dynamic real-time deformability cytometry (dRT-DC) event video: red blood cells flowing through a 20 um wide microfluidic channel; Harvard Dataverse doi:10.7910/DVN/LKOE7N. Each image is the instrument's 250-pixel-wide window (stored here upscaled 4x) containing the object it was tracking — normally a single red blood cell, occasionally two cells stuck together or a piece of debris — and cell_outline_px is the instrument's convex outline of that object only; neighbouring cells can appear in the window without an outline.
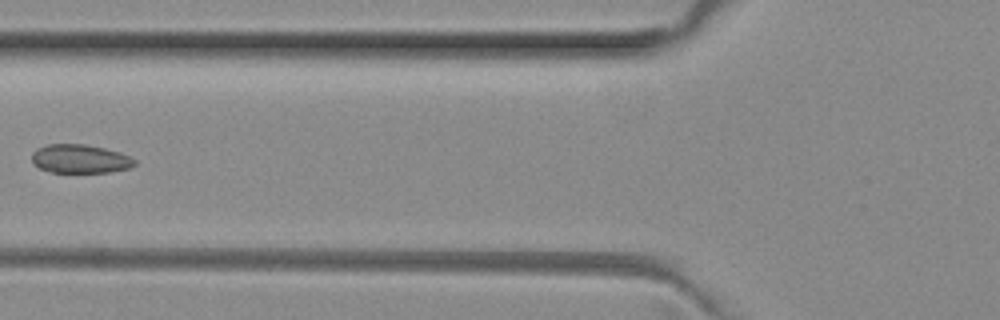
{"species": "common noctule bat (a hibernating species)", "species_latin": "Nyctalus noctula", "temperature_condition": "room temperature", "stored_images_in_passage": 4, "camera_frame_rate_fps": 3000, "um_per_image_px": 0.085, "animal": {"sex": "female", "body_mass_g": 29.2, "forearm_length_mm": 56.3}, "frame": {"image": 1, "passage_image": 4, "time_ms": 1.0, "image_size_px": [1000, 320], "cell_outline_px": [[136, 164], [128, 168], [108, 172], [52, 172], [40, 168], [32, 164], [32, 152], [36, 148], [48, 144], [84, 144], [104, 148], [120, 152], [136, 160]], "centroid_in_image_um": [6.78, 13.49], "position_along_channel_um": 119.0, "area_um2": 17.17}}